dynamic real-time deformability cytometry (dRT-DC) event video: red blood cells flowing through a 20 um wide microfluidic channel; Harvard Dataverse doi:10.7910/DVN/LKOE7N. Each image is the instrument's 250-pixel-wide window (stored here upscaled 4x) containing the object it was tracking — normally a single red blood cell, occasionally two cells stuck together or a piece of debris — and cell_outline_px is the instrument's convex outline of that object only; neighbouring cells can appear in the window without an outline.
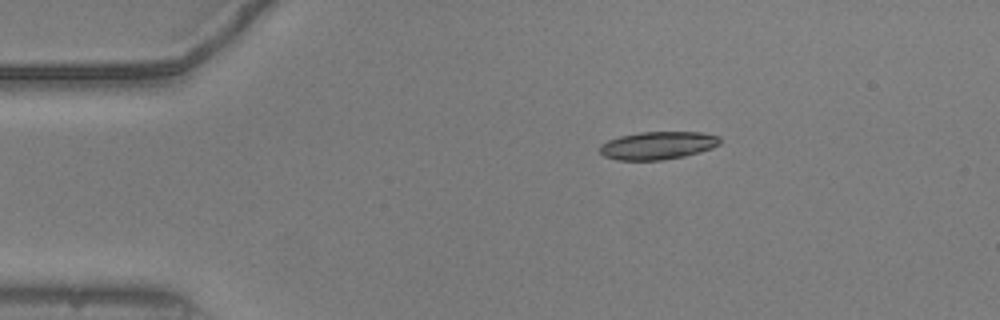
{"species": "common noctule bat (a hibernating species)", "species_latin": "Nyctalus noctula", "temperature_condition": "warm", "stored_images_in_passage": 15, "camera_frame_rate_fps": 3000, "um_per_image_px": 0.085, "animal": {"sex": "male", "body_mass_g": 20.5, "forearm_length_mm": 52.5}, "frame": {"image": 1, "passage_image": 1, "time_ms": 0.0, "image_size_px": [1000, 320], "cell_outline_px": [[720, 144], [712, 148], [700, 152], [684, 156], [664, 160], [616, 160], [604, 156], [600, 152], [600, 144], [608, 140], [620, 136], [640, 132], [704, 132], [720, 136]], "centroid_in_image_um": [55.92, 12.36], "position_along_channel_um": 29.1, "area_um2": 19.65}}
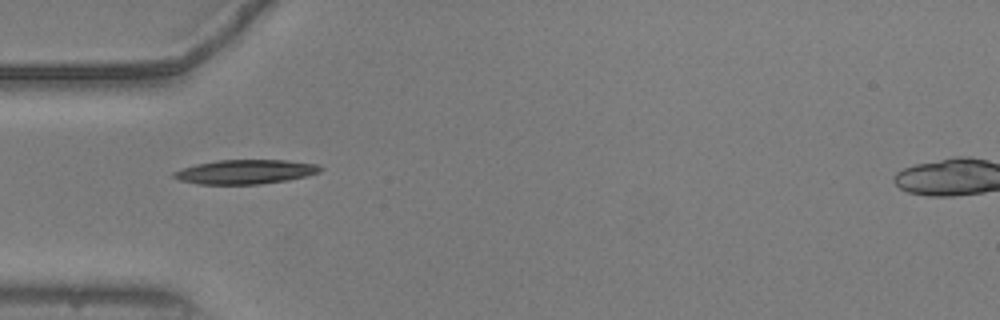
{"frame": {"image": 2, "passage_image": 8, "time_ms": 2.333, "image_size_px": [1000, 320], "cell_outline_px": [[324, 168], [320, 172], [288, 180], [260, 184], [196, 184], [180, 180], [172, 176], [172, 172], [180, 168], [196, 164], [216, 160], [288, 160], [320, 164]], "centroid_in_image_um": [20.85, 14.59], "position_along_channel_um": 64.1, "area_um2": 20.92}}
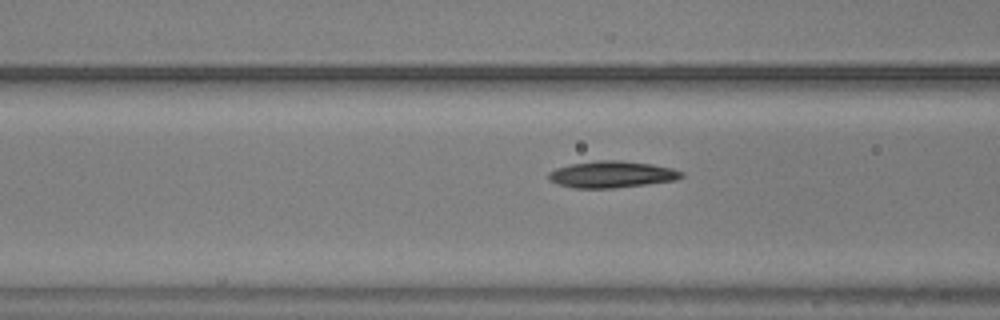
{"frame": {"image": 3, "passage_image": 12, "time_ms": 3.667, "image_size_px": [1000, 320], "cell_outline_px": [[684, 176], [676, 180], [612, 188], [572, 188], [556, 184], [548, 180], [548, 172], [556, 168], [572, 164], [596, 160], [620, 160], [652, 164], [672, 168], [684, 172]], "centroid_in_image_um": [51.97, 14.82], "position_along_channel_um": 114.6, "area_um2": 20.69}}